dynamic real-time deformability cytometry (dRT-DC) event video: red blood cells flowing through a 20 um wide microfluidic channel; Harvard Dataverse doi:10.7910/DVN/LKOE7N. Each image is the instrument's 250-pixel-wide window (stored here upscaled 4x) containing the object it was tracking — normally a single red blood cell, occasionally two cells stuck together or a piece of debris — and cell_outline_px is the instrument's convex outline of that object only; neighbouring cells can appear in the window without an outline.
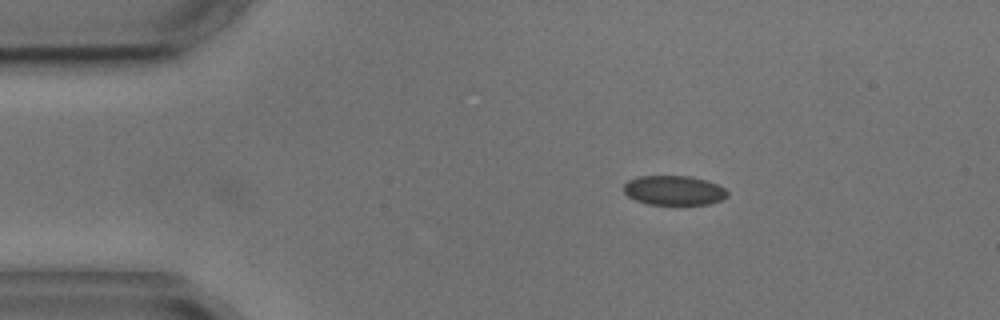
{"species": "common noctule bat (a hibernating species)", "species_latin": "Nyctalus noctula", "temperature_condition": "cold", "stored_images_in_passage": 4, "camera_frame_rate_fps": 3000, "um_per_image_px": 0.085, "animal": {"sex": "male", "body_mass_g": 17.9, "forearm_length_mm": 54.2}, "frame": {"image": 1, "passage_image": 4, "time_ms": 3.667, "image_size_px": [1000, 320], "cell_outline_px": [[728, 196], [720, 200], [708, 204], [648, 204], [636, 200], [628, 196], [624, 192], [624, 184], [628, 180], [636, 176], [692, 176], [708, 180], [724, 188], [728, 192]], "centroid_in_image_um": [57.28, 16.17], "position_along_channel_um": 27.7, "area_um2": 17.86}}